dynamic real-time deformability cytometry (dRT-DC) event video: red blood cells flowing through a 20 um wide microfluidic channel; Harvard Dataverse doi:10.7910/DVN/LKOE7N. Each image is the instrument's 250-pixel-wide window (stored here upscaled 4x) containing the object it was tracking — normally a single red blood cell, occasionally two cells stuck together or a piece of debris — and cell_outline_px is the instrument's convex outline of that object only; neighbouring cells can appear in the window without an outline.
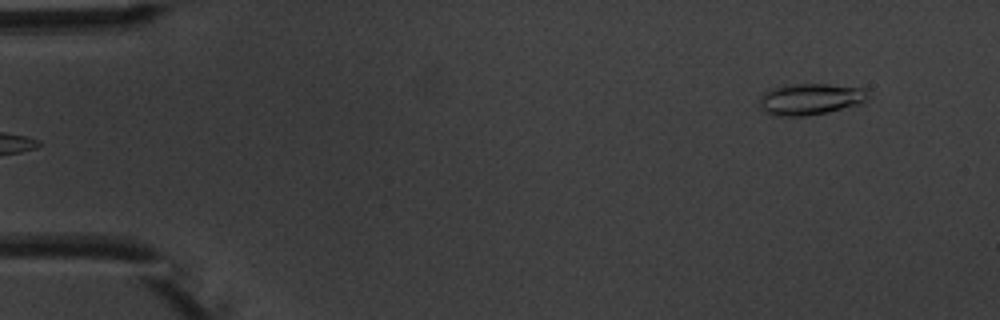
{"species": "common noctule bat (a hibernating species)", "species_latin": "Nyctalus noctula", "temperature_condition": "warm", "stored_images_in_passage": 6, "camera_frame_rate_fps": 3000, "um_per_image_px": 0.085, "animal": {"sex": "male", "body_mass_g": 20.1, "forearm_length_mm": 53.5}, "frame": {"image": 1, "passage_image": 6, "time_ms": 5.667, "image_size_px": [1000, 320], "cell_outline_px": [[872, 92], [860, 104], [828, 112], [804, 116], [772, 116], [764, 112], [760, 108], [760, 96], [764, 92], [772, 88], [788, 84], [828, 84], [864, 88]], "centroid_in_image_um": [68.86, 8.42], "position_along_channel_um": 16.1, "area_um2": 20.11}}